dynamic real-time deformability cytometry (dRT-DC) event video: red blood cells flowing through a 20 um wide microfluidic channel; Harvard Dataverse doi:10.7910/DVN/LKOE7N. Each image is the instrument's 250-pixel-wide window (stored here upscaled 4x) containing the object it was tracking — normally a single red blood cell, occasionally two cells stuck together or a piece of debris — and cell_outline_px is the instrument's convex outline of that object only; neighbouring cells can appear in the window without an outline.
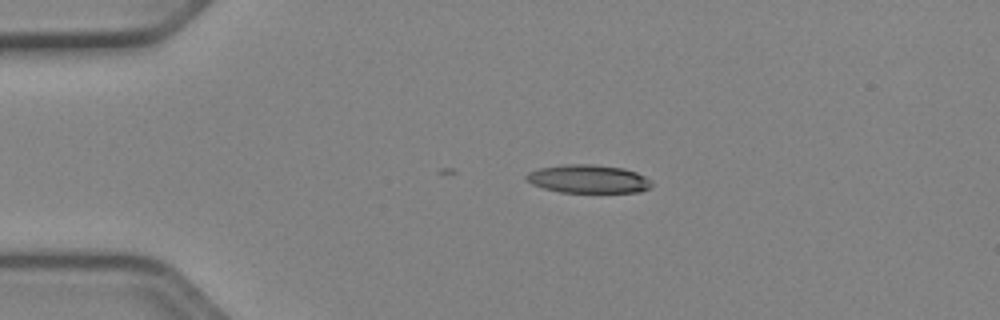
{"species": "Egyptian fruit bat (a non-hibernating species)", "species_latin": "Rousettus aegyptiacus", "temperature_condition": "cold", "stored_images_in_passage": 15, "camera_frame_rate_fps": 3000, "um_per_image_px": 0.085, "animal": {"sex": "female"}, "frame": {"image": 1, "passage_image": 1, "time_ms": 0.0, "image_size_px": [1000, 320], "cell_outline_px": [[652, 188], [640, 192], [560, 192], [544, 188], [532, 184], [524, 176], [528, 172], [540, 168], [564, 164], [592, 164], [624, 168], [636, 172], [652, 180]], "centroid_in_image_um": [50.04, 15.21], "position_along_channel_um": 35.0, "area_um2": 20.75}}
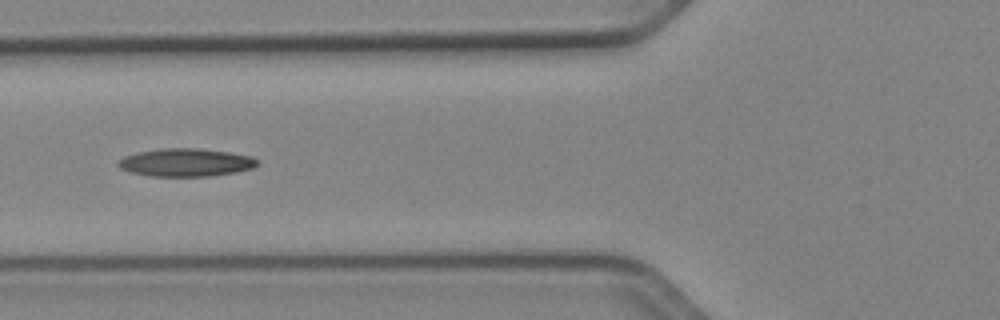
{"frame": {"image": 2, "passage_image": 10, "time_ms": 3.0, "image_size_px": [1000, 320], "cell_outline_px": [[260, 164], [252, 168], [236, 172], [212, 176], [148, 176], [132, 172], [120, 168], [116, 164], [116, 160], [124, 156], [136, 152], [160, 148], [200, 148], [228, 152], [252, 156], [260, 160]], "centroid_in_image_um": [15.79, 13.8], "position_along_channel_um": 110.0, "area_um2": 23.0}}
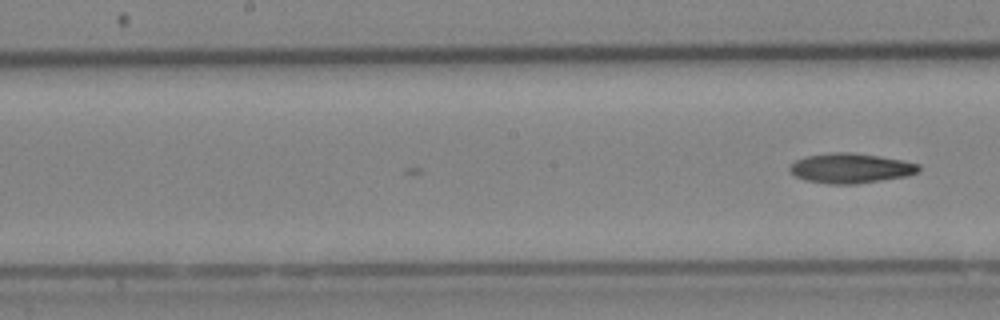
{"frame": {"image": 3, "passage_image": 15, "time_ms": 4.667, "image_size_px": [1000, 320], "cell_outline_px": [[920, 172], [908, 176], [856, 184], [828, 184], [804, 180], [796, 176], [788, 168], [796, 160], [804, 156], [832, 152], [852, 152], [900, 160], [920, 164]], "centroid_in_image_um": [72.3, 14.3], "position_along_channel_um": 175.9, "area_um2": 22.48}}